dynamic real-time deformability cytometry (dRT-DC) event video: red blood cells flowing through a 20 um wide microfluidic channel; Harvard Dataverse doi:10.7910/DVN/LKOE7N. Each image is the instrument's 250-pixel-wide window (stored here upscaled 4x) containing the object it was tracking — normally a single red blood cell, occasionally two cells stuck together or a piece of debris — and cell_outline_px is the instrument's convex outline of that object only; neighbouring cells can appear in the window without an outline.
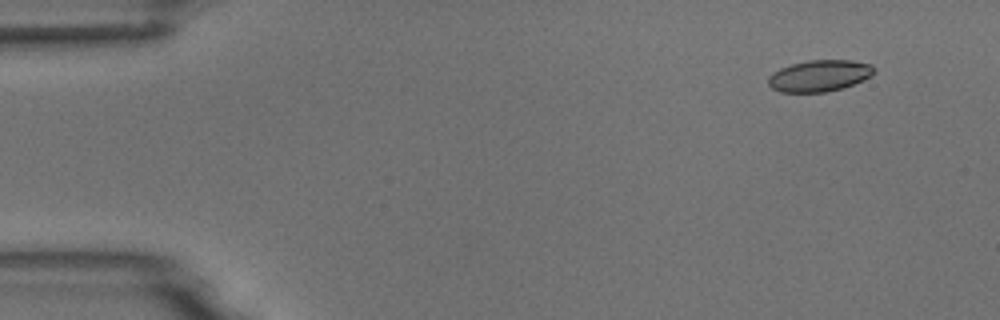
{"species": "common noctule bat (a hibernating species)", "species_latin": "Nyctalus noctula", "temperature_condition": "room temperature", "stored_images_in_passage": 5, "camera_frame_rate_fps": 3000, "um_per_image_px": 0.085, "animal": {"sex": "male", "body_mass_g": 18.8}, "frame": {"image": 1, "passage_image": 1, "time_ms": 0.0, "image_size_px": [1000, 320], "cell_outline_px": [[876, 72], [864, 80], [844, 88], [824, 92], [780, 92], [772, 88], [768, 84], [768, 76], [772, 72], [780, 68], [792, 64], [808, 60], [852, 60], [872, 64]], "centroid_in_image_um": [69.66, 6.44], "position_along_channel_um": 15.3, "area_um2": 19.59}}
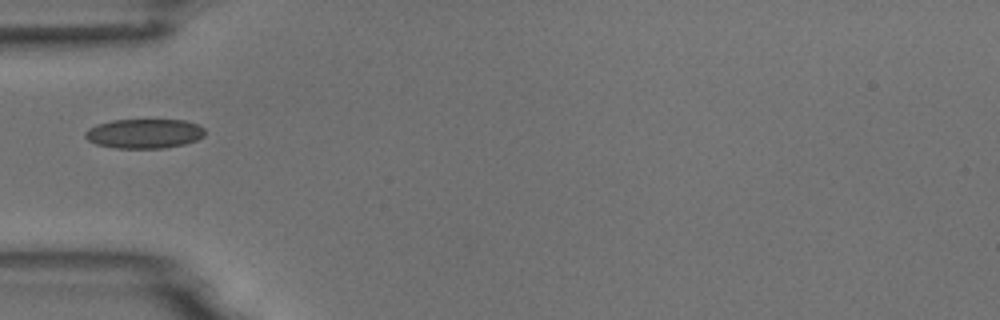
{"frame": {"image": 2, "passage_image": 4, "time_ms": 4.333, "image_size_px": [1000, 320], "cell_outline_px": [[204, 136], [196, 140], [184, 144], [164, 148], [116, 148], [96, 144], [88, 140], [84, 136], [84, 132], [88, 128], [96, 124], [112, 120], [184, 120], [196, 124], [204, 128]], "centroid_in_image_um": [12.23, 11.35], "position_along_channel_um": 72.8, "area_um2": 20.58}}